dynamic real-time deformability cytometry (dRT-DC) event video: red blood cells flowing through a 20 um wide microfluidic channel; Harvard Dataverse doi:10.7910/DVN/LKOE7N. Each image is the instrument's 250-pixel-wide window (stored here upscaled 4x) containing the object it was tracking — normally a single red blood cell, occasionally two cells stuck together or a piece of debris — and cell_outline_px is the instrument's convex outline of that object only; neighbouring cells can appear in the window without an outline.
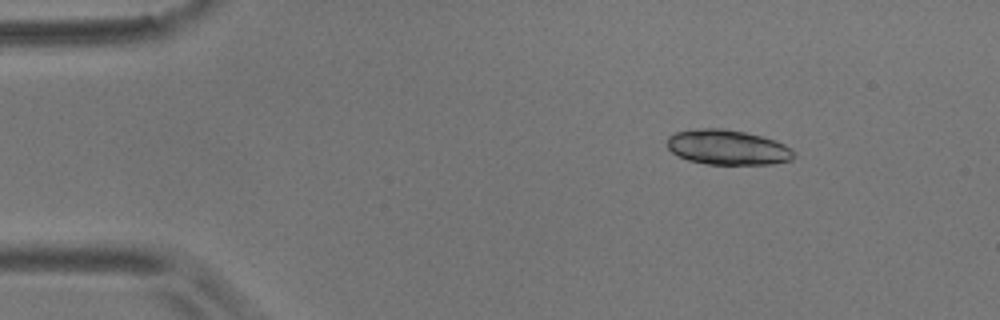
{"species": "common noctule bat (a hibernating species)", "species_latin": "Nyctalus noctula", "temperature_condition": "room temperature", "stored_images_in_passage": 8, "camera_frame_rate_fps": 3000, "um_per_image_px": 0.085, "animal": {"sex": "male", "body_mass_g": 17.9}, "frame": {"image": 1, "passage_image": 1, "time_ms": 0.0, "image_size_px": [1000, 320], "cell_outline_px": [[796, 156], [792, 160], [772, 164], [708, 164], [688, 160], [672, 152], [668, 148], [668, 136], [676, 132], [704, 128], [724, 128], [744, 132], [776, 140], [792, 148]], "centroid_in_image_um": [61.89, 12.53], "position_along_channel_um": 23.1, "area_um2": 25.78}}
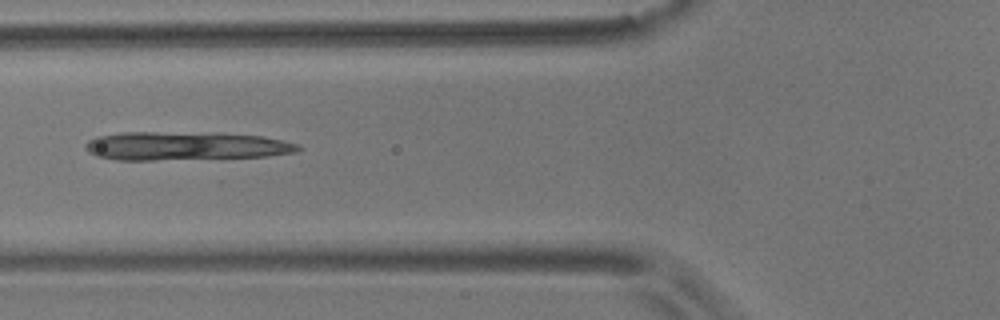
{"frame": {"image": 2, "passage_image": 4, "time_ms": 3.667, "image_size_px": [1000, 320], "cell_outline_px": [[300, 148], [296, 152], [268, 156], [156, 160], [116, 160], [96, 156], [88, 152], [84, 148], [84, 144], [88, 140], [96, 136], [120, 132], [220, 132], [264, 136], [300, 144]], "centroid_in_image_um": [15.74, 12.39], "position_along_channel_um": 110.1, "area_um2": 35.95}}
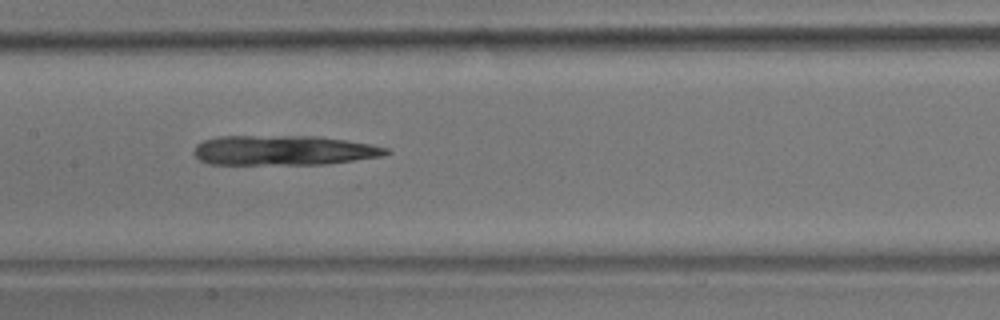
{"frame": {"image": 3, "passage_image": 6, "time_ms": 5.667, "image_size_px": [1000, 320], "cell_outline_px": [[392, 152], [384, 156], [356, 160], [324, 164], [208, 164], [200, 160], [192, 152], [196, 144], [204, 140], [220, 136], [320, 136], [372, 144], [388, 148]], "centroid_in_image_um": [24.13, 12.77], "position_along_channel_um": 183.3, "area_um2": 33.64}}